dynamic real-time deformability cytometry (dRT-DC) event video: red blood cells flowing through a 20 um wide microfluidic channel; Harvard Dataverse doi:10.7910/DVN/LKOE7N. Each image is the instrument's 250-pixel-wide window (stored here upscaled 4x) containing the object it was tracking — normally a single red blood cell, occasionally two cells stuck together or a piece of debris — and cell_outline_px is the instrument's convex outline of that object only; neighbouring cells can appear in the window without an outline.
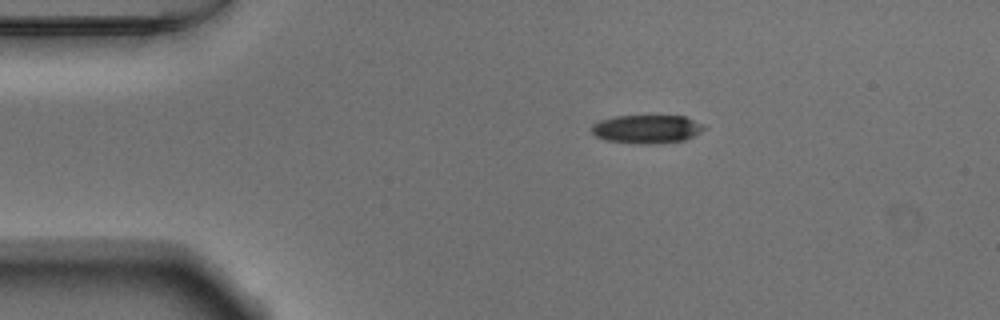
{"species": "Egyptian fruit bat (a non-hibernating species)", "species_latin": "Rousettus aegyptiacus", "temperature_condition": "warm", "stored_images_in_passage": 44, "camera_frame_rate_fps": 3000, "um_per_image_px": 0.085, "animal": {"sex": "male"}, "frame": {"image": 1, "passage_image": 1, "time_ms": 0.0, "image_size_px": [1000, 320], "cell_outline_px": [[704, 128], [700, 132], [684, 140], [660, 144], [636, 144], [604, 140], [596, 136], [592, 132], [592, 124], [600, 120], [616, 116], [684, 116], [704, 124]], "centroid_in_image_um": [54.96, 10.98], "position_along_channel_um": 30.0, "area_um2": 18.73}}
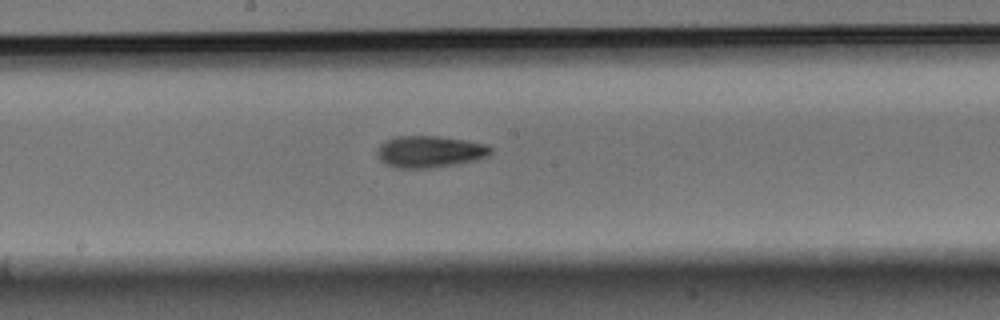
{"frame": {"image": 2, "passage_image": 19, "time_ms": 6.0, "image_size_px": [1000, 320], "cell_outline_px": [[492, 152], [488, 156], [476, 160], [432, 168], [396, 168], [380, 160], [380, 144], [396, 136], [440, 136], [464, 140], [484, 144], [492, 148]], "centroid_in_image_um": [36.57, 12.89], "position_along_channel_um": 211.6, "area_um2": 20.63}}
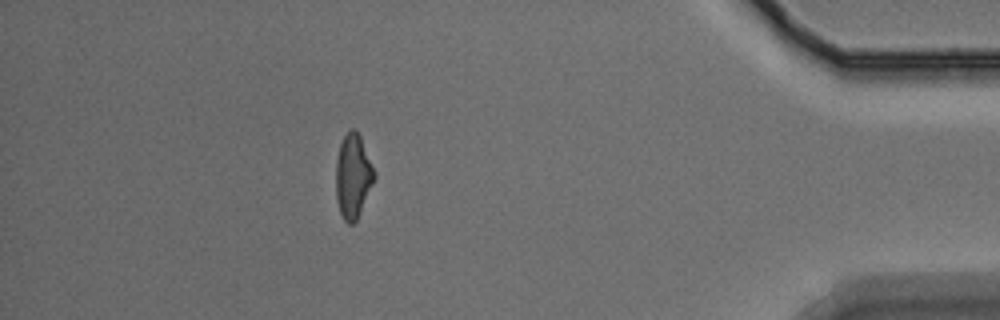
{"frame": {"image": 3, "passage_image": 38, "time_ms": 12.333, "image_size_px": [1000, 320], "cell_outline_px": [[376, 176], [360, 212], [356, 220], [352, 224], [348, 224], [344, 220], [340, 212], [336, 200], [336, 160], [340, 144], [344, 136], [352, 128], [356, 128], [360, 136]], "centroid_in_image_um": [29.99, 14.98], "position_along_channel_um": 405.2, "area_um2": 18.55}, "authors_computed_cell_mechanics": {"area_um2": 19.5075, "velocity_mm_per_s": 3.8236, "shape_relaxation_time_tau1_ms": 2.9354, "shape_relaxation_time_tau2_ms": 4.3131, "deformation_change_tau1": 0.1411, "deformation_change_tau2": 0.1266}}